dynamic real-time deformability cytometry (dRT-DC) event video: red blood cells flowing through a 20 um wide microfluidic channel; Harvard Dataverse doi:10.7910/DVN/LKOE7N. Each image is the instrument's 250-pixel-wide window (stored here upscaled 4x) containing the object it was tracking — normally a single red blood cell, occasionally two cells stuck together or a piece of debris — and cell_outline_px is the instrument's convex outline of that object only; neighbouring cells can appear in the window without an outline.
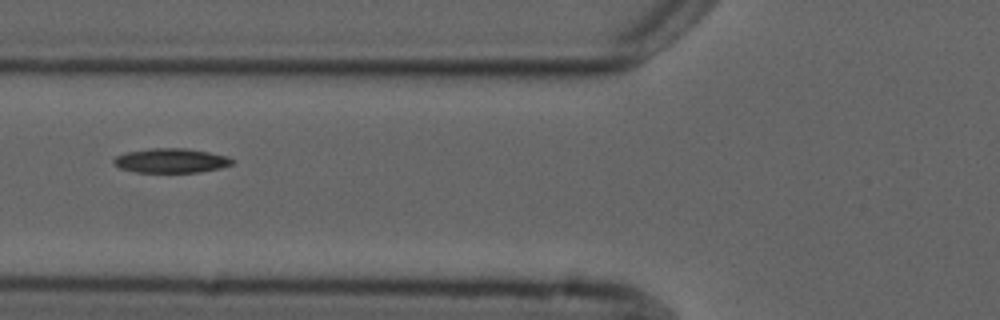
{"species": "common noctule bat (a hibernating species)", "species_latin": "Nyctalus noctula", "temperature_condition": "cold", "stored_images_in_passage": 8, "camera_frame_rate_fps": 3000, "um_per_image_px": 0.085, "animal": {"sex": "male", "forearm_length_mm": 52.5}, "frame": {"image": 1, "passage_image": 6, "time_ms": 5.667, "image_size_px": [1000, 320], "cell_outline_px": [[232, 164], [220, 168], [196, 172], [136, 172], [120, 168], [112, 164], [112, 160], [116, 156], [124, 152], [148, 148], [184, 148], [208, 152], [228, 156], [232, 160]], "centroid_in_image_um": [14.47, 13.64], "position_along_channel_um": 111.3, "area_um2": 16.88}}
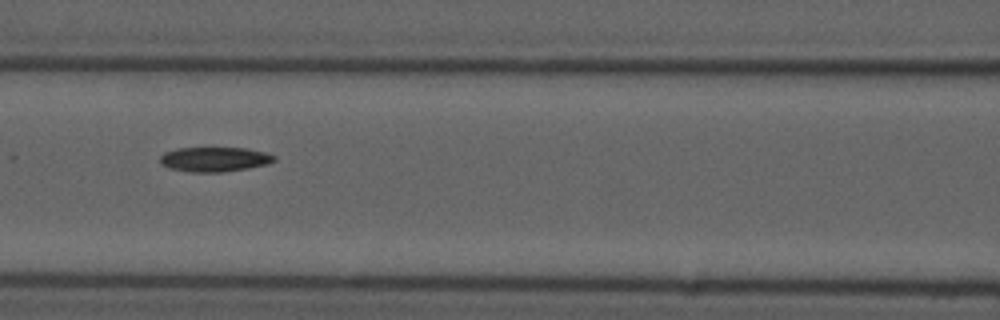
{"frame": {"image": 2, "passage_image": 7, "time_ms": 6.667, "image_size_px": [1000, 320], "cell_outline_px": [[276, 160], [268, 164], [248, 168], [224, 172], [188, 172], [168, 168], [160, 164], [160, 156], [164, 152], [176, 148], [248, 148], [264, 152], [276, 156]], "centroid_in_image_um": [18.21, 13.54], "position_along_channel_um": 148.4, "area_um2": 16.59}}
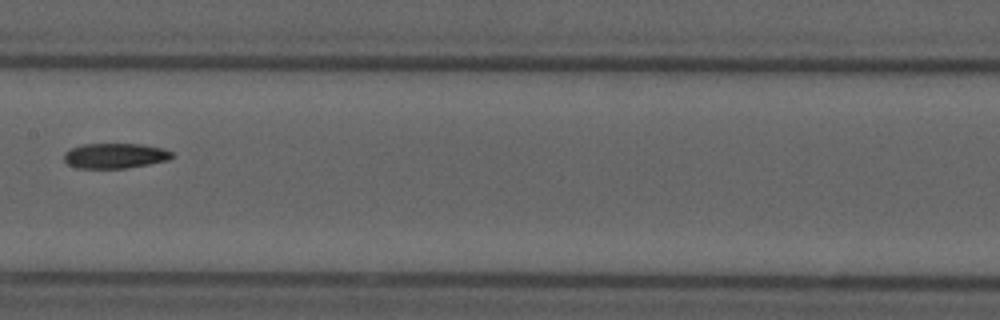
{"frame": {"image": 3, "passage_image": 8, "time_ms": 8.0, "image_size_px": [1000, 320], "cell_outline_px": [[176, 156], [168, 160], [148, 164], [124, 168], [76, 168], [68, 164], [64, 160], [64, 152], [72, 148], [84, 144], [140, 144], [164, 148], [172, 152]], "centroid_in_image_um": [9.8, 13.24], "position_along_channel_um": 197.6, "area_um2": 15.84}}